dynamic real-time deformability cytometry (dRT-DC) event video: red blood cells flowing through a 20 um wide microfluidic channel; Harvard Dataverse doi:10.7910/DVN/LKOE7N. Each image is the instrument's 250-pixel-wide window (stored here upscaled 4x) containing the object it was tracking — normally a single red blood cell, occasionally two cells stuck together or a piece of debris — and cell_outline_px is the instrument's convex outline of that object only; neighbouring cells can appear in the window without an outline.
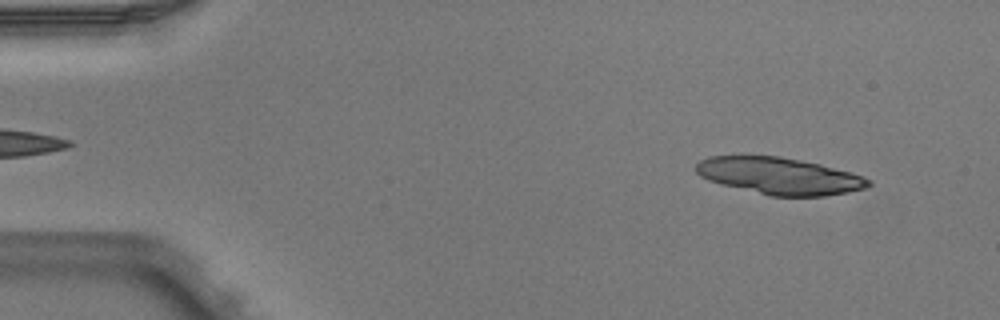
{"species": "Egyptian fruit bat (a non-hibernating species)", "species_latin": "Rousettus aegyptiacus", "temperature_condition": "warm", "stored_images_in_passage": 6, "camera_frame_rate_fps": 3000, "um_per_image_px": 0.085, "animal": {"sex": "male"}, "frame": {"image": 1, "passage_image": 1, "time_ms": 0.0, "image_size_px": [1000, 320], "cell_outline_px": [[872, 184], [868, 188], [848, 192], [824, 196], [768, 196], [720, 184], [708, 180], [700, 176], [696, 172], [696, 164], [700, 160], [708, 156], [780, 156], [820, 164], [864, 176], [872, 180]], "centroid_in_image_um": [66.26, 14.96], "position_along_channel_um": 18.7, "area_um2": 37.22}}
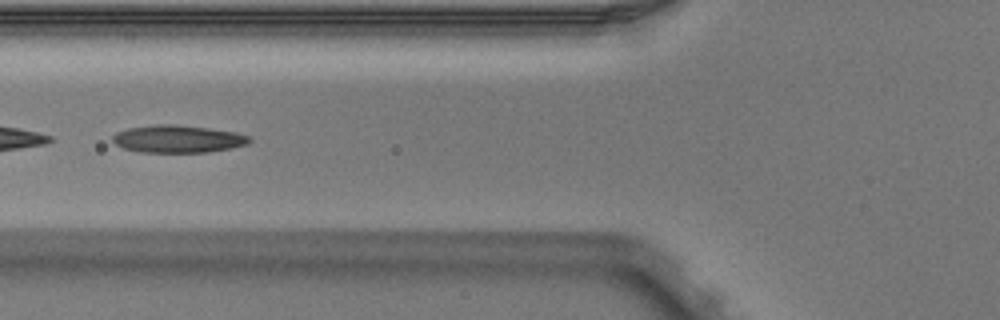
{"frame": {"image": 2, "passage_image": 5, "time_ms": 1.333, "image_size_px": [1000, 320], "cell_outline_px": [[252, 140], [248, 144], [232, 148], [208, 152], [140, 152], [124, 148], [116, 144], [112, 140], [112, 136], [116, 132], [128, 128], [156, 124], [172, 124], [208, 128], [236, 132], [252, 136]], "centroid_in_image_um": [15.15, 11.81], "position_along_channel_um": 110.6, "area_um2": 22.02}}
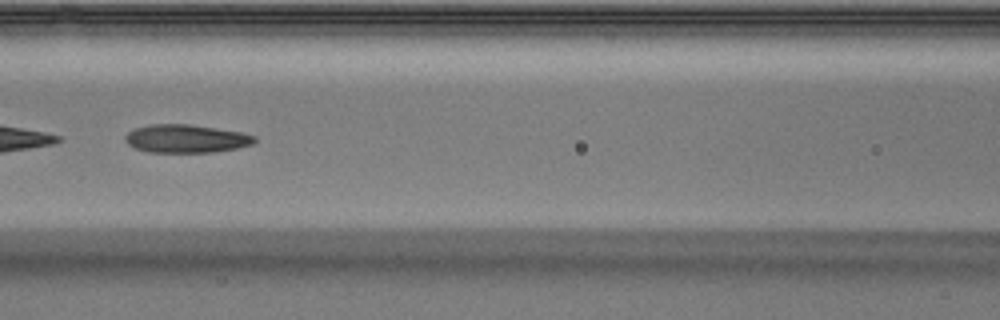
{"frame": {"image": 3, "passage_image": 6, "time_ms": 1.667, "image_size_px": [1000, 320], "cell_outline_px": [[256, 140], [252, 144], [236, 148], [212, 152], [148, 152], [136, 148], [128, 144], [124, 140], [124, 136], [128, 132], [136, 128], [152, 124], [188, 124], [216, 128], [240, 132], [256, 136]], "centroid_in_image_um": [15.8, 11.78], "position_along_channel_um": 150.8, "area_um2": 21.1}}